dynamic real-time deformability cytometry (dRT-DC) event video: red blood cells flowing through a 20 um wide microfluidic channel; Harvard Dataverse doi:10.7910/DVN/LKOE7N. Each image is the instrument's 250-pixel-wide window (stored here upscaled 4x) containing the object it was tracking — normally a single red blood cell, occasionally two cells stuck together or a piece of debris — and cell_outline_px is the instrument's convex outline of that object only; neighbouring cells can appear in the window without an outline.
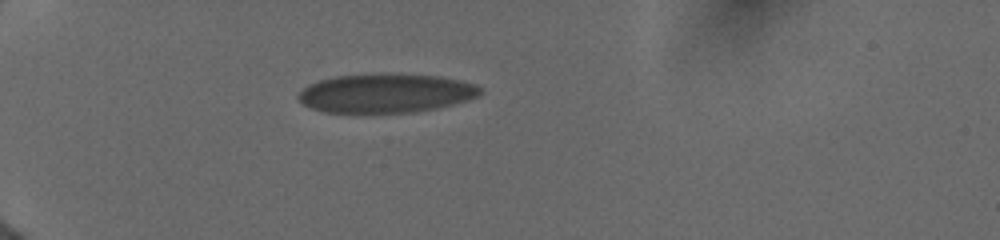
{"species": "human", "species_latin": "Homo sapiens", "temperature_condition": "cold", "stored_images_in_passage": 39, "camera_frame_rate_fps": 3000, "um_per_image_px": 0.085, "donor": {"sex": "female"}, "frame": {"image": 1, "passage_image": 1, "time_ms": 0.0, "image_size_px": [1000, 240], "cell_outline_px": [[480, 92], [476, 96], [468, 100], [436, 108], [416, 112], [356, 116], [324, 112], [312, 108], [304, 104], [296, 96], [308, 84], [320, 80], [336, 76], [440, 76], [460, 80], [476, 84], [480, 88]], "centroid_in_image_um": [32.73, 8.01], "position_along_channel_um": 52.3, "area_um2": 41.27}}
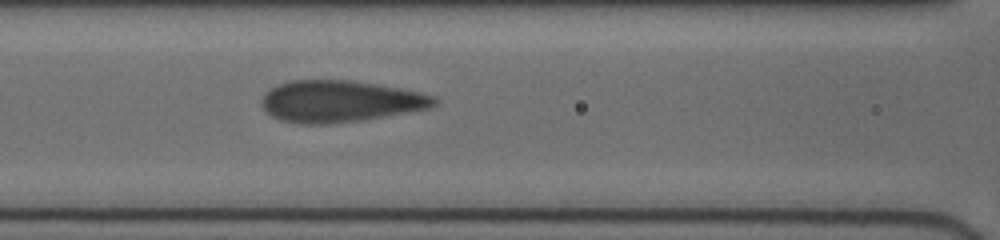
{"frame": {"image": 2, "passage_image": 21, "time_ms": 3.0, "image_size_px": [1000, 240], "cell_outline_px": [[440, 100], [436, 104], [428, 108], [408, 112], [360, 120], [328, 124], [300, 124], [284, 120], [272, 116], [260, 104], [260, 100], [264, 92], [276, 84], [288, 80], [352, 80], [400, 88], [420, 92], [436, 96]], "centroid_in_image_um": [28.88, 8.59], "position_along_channel_um": 137.7, "area_um2": 42.02}}
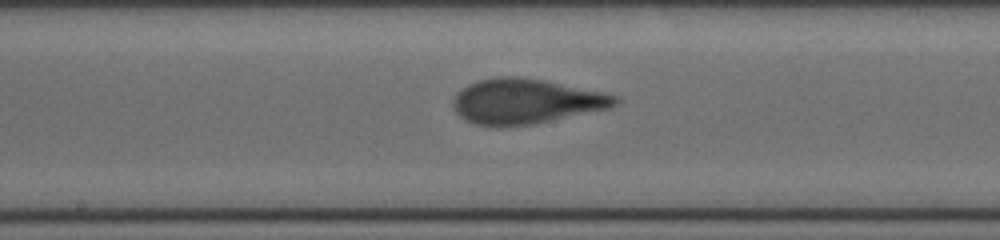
{"frame": {"image": 3, "passage_image": 33, "time_ms": 4.667, "image_size_px": [1000, 240], "cell_outline_px": [[620, 100], [612, 108], [532, 124], [500, 128], [496, 128], [476, 124], [460, 116], [456, 112], [452, 104], [452, 100], [468, 84], [480, 80], [500, 76], [516, 76], [544, 80], [604, 92], [620, 96]], "centroid_in_image_um": [44.73, 8.63], "position_along_channel_um": 203.5, "area_um2": 42.66}}